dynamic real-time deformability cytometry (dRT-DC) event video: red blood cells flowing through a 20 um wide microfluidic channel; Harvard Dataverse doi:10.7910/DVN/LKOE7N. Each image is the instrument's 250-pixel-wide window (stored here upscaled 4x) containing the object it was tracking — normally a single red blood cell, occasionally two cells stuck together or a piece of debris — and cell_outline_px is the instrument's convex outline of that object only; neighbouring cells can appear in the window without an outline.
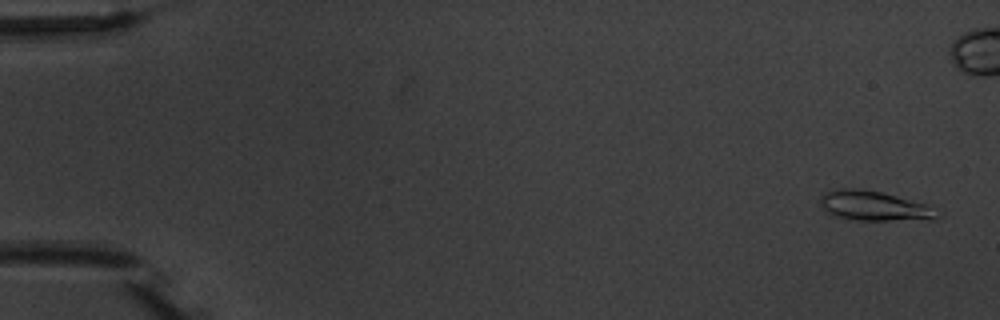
{"species": "common noctule bat (a hibernating species)", "species_latin": "Nyctalus noctula", "temperature_condition": "warm", "stored_images_in_passage": 6, "camera_frame_rate_fps": 3000, "um_per_image_px": 0.085, "animal": {"sex": "male", "body_mass_g": 20.1, "forearm_length_mm": 53.5}, "frame": {"image": 1, "passage_image": 1, "time_ms": 0.0, "image_size_px": [1000, 320], "cell_outline_px": [[944, 212], [940, 216], [932, 220], [856, 220], [836, 216], [828, 212], [820, 204], [820, 196], [828, 192], [840, 188], [860, 188], [880, 192], [896, 196], [924, 204]], "centroid_in_image_um": [74.36, 17.51], "position_along_channel_um": 10.6, "area_um2": 20.23}}